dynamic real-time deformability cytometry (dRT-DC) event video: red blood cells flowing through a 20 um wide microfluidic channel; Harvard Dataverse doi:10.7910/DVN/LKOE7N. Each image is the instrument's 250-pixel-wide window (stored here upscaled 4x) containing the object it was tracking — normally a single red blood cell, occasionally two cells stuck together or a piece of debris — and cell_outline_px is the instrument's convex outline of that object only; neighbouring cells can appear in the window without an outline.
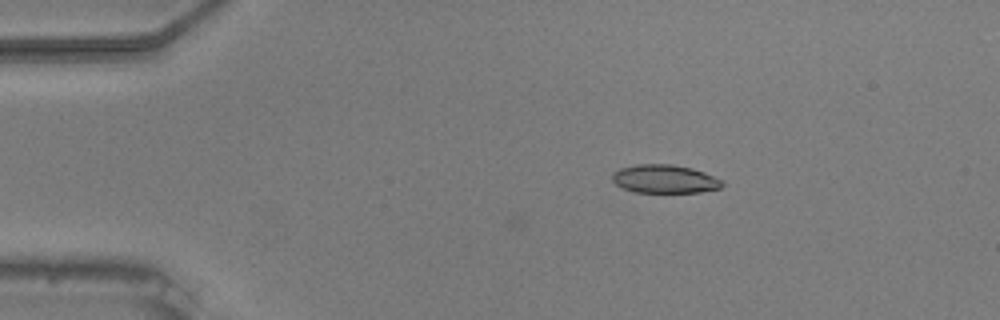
{"species": "common noctule bat (a hibernating species)", "species_latin": "Nyctalus noctula", "temperature_condition": "warm", "stored_images_in_passage": 46, "camera_frame_rate_fps": 3000, "um_per_image_px": 0.085, "animal": {"sex": "male", "body_mass_g": 20.5, "forearm_length_mm": 52.5}, "frame": {"image": 1, "passage_image": 1, "time_ms": 0.0, "image_size_px": [1000, 320], "cell_outline_px": [[724, 184], [720, 188], [700, 192], [636, 192], [624, 188], [616, 184], [612, 180], [612, 172], [620, 168], [636, 164], [672, 164], [692, 168], [704, 172], [724, 180]], "centroid_in_image_um": [56.51, 15.2], "position_along_channel_um": 28.5, "area_um2": 18.26}}
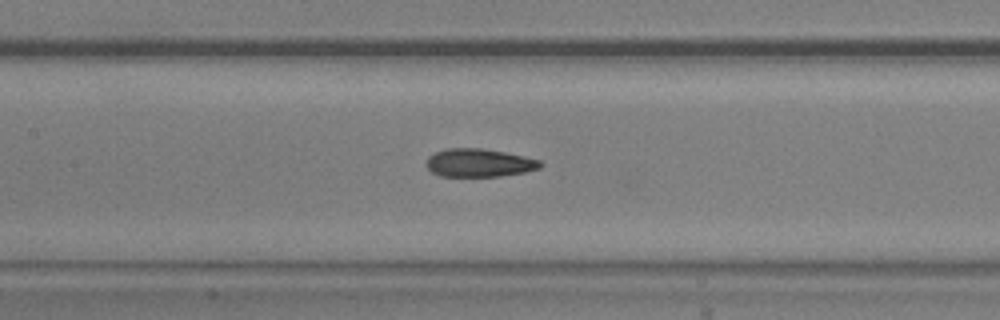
{"frame": {"image": 2, "passage_image": 17, "time_ms": 5.333, "image_size_px": [1000, 320], "cell_outline_px": [[544, 164], [540, 168], [524, 172], [500, 176], [440, 176], [432, 172], [428, 168], [428, 156], [444, 148], [480, 148], [504, 152], [524, 156], [540, 160]], "centroid_in_image_um": [40.74, 13.84], "position_along_channel_um": 166.7, "area_um2": 18.61}}
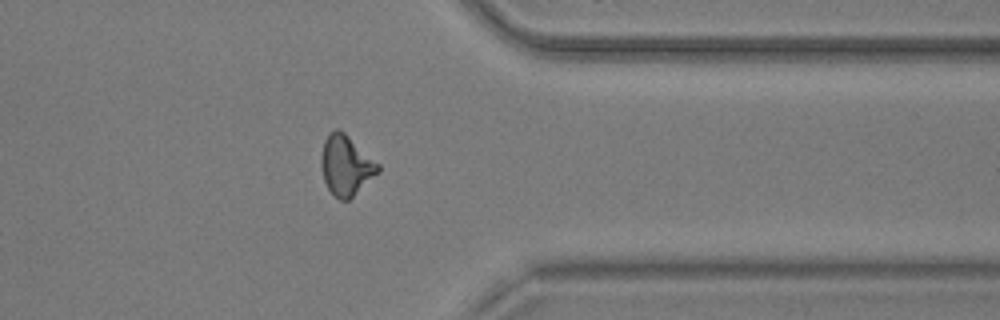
{"frame": {"image": 3, "passage_image": 35, "time_ms": 11.333, "image_size_px": [1000, 320], "cell_outline_px": [[380, 172], [348, 200], [340, 200], [328, 188], [324, 180], [320, 164], [320, 160], [324, 140], [328, 132], [336, 128], [344, 132], [380, 164]], "centroid_in_image_um": [29.41, 14.03], "position_along_channel_um": 382.0, "area_um2": 19.88}, "authors_computed_cell_mechanics": {"area_um2": 19.0162, "velocity_mm_per_s": 3.7246, "shape_relaxation_time_tau1_ms": 5.5061, "shape_relaxation_time_tau2_ms": 1.7405, "deformation_change_tau1": 0.1953, "deformation_change_tau2": 0.0984}}